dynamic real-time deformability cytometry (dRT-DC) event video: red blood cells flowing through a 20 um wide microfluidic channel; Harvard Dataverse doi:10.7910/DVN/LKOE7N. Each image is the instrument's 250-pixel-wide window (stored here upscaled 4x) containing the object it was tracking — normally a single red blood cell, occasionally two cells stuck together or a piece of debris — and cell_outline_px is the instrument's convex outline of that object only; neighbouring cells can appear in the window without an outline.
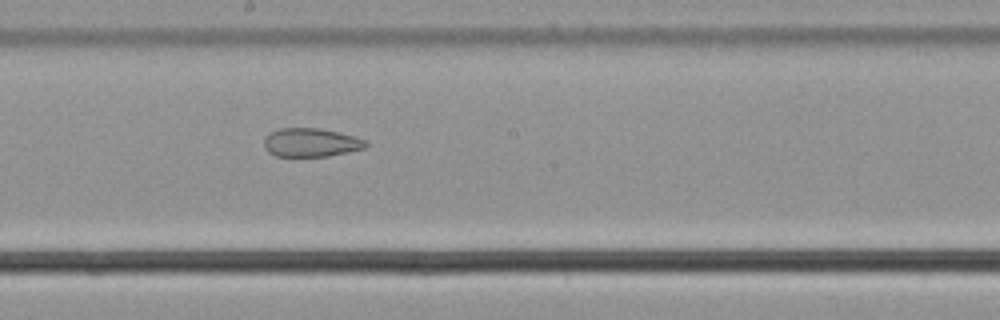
{"species": "common noctule bat (a hibernating species)", "species_latin": "Nyctalus noctula", "temperature_condition": "cold", "stored_images_in_passage": 36, "camera_frame_rate_fps": 3000, "um_per_image_px": 0.085, "animal": {"sex": "male", "body_mass_g": 21.5, "forearm_length_mm": 52.0}, "frame": {"image": 1, "passage_image": 16, "time_ms": 5.0, "image_size_px": [1000, 320], "cell_outline_px": [[368, 144], [364, 148], [348, 152], [328, 156], [276, 156], [268, 152], [264, 148], [264, 140], [272, 132], [280, 128], [320, 128], [356, 136], [364, 140]], "centroid_in_image_um": [26.44, 12.11], "position_along_channel_um": 221.8, "area_um2": 16.88}, "authors_computed_cell_mechanics": {"area_um2": 19.9699, "velocity_mm_per_s": 3.6612, "shape_relaxation_time_tau1_ms": null, "shape_relaxation_time_tau2_ms": 2.6041, "deformation_change_tau1": null, "deformation_change_tau2": 0.1001}}